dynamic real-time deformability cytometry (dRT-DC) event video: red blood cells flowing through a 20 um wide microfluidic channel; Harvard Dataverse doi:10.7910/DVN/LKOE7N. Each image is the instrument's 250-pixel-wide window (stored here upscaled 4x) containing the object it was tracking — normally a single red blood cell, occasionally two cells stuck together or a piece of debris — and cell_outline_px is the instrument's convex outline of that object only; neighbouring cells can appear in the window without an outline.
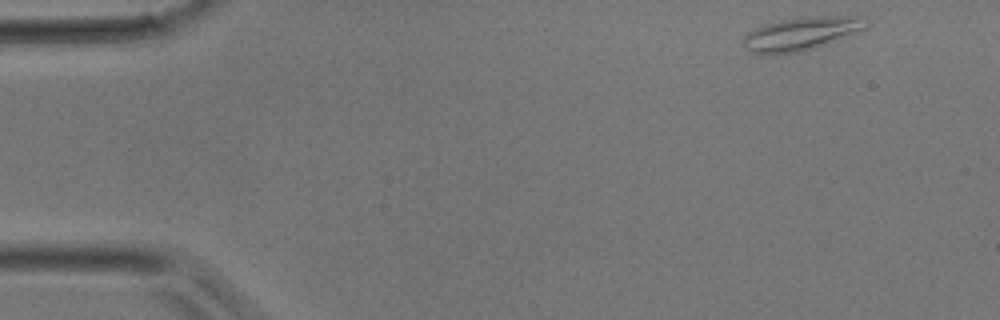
{"species": "common noctule bat (a hibernating species)", "species_latin": "Nyctalus noctula", "temperature_condition": "room temperature", "stored_images_in_passage": 2, "camera_frame_rate_fps": 3000, "um_per_image_px": 0.085, "animal": {"sex": "male", "body_mass_g": 17.9}, "frame": {"image": 1, "passage_image": 2, "time_ms": 1.333, "image_size_px": [1000, 320], "cell_outline_px": [[868, 28], [804, 52], [748, 52], [744, 48], [740, 40], [748, 32], [756, 28], [768, 24], [784, 20], [804, 16], [864, 16], [868, 24]], "centroid_in_image_um": [68.15, 2.84], "position_along_channel_um": 16.9, "area_um2": 23.52}}